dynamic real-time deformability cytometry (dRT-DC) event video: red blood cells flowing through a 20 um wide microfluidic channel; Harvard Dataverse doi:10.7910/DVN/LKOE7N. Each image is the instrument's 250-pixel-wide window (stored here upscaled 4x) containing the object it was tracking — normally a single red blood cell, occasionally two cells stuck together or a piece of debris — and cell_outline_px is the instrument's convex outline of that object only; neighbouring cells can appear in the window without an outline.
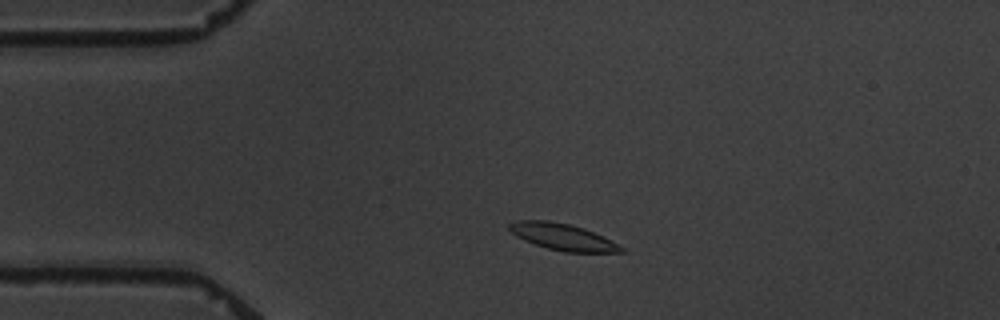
{"species": "common noctule bat (a hibernating species)", "species_latin": "Nyctalus noctula", "temperature_condition": "warm", "stored_images_in_passage": 3, "camera_frame_rate_fps": 3000, "um_per_image_px": 0.085, "animal": {"sex": "male", "body_mass_g": 19.5, "forearm_length_mm": 54.6}, "frame": {"image": 1, "passage_image": 1, "time_ms": 0.0, "image_size_px": [1000, 320], "cell_outline_px": [[624, 252], [564, 252], [548, 248], [524, 240], [516, 236], [508, 228], [508, 224], [516, 220], [548, 220], [568, 224], [584, 228], [624, 248]], "centroid_in_image_um": [47.76, 20.12], "position_along_channel_um": 37.2, "area_um2": 16.94}}
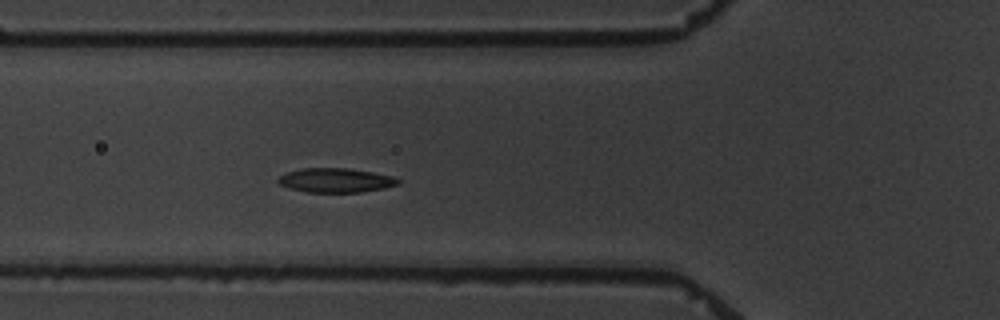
{"frame": {"image": 2, "passage_image": 3, "time_ms": 2.667, "image_size_px": [1000, 320], "cell_outline_px": [[400, 184], [384, 188], [360, 192], [308, 192], [288, 188], [280, 184], [276, 180], [280, 176], [288, 172], [300, 168], [348, 168], [372, 172], [392, 176], [400, 180]], "centroid_in_image_um": [28.53, 15.32], "position_along_channel_um": 97.3, "area_um2": 16.94}}